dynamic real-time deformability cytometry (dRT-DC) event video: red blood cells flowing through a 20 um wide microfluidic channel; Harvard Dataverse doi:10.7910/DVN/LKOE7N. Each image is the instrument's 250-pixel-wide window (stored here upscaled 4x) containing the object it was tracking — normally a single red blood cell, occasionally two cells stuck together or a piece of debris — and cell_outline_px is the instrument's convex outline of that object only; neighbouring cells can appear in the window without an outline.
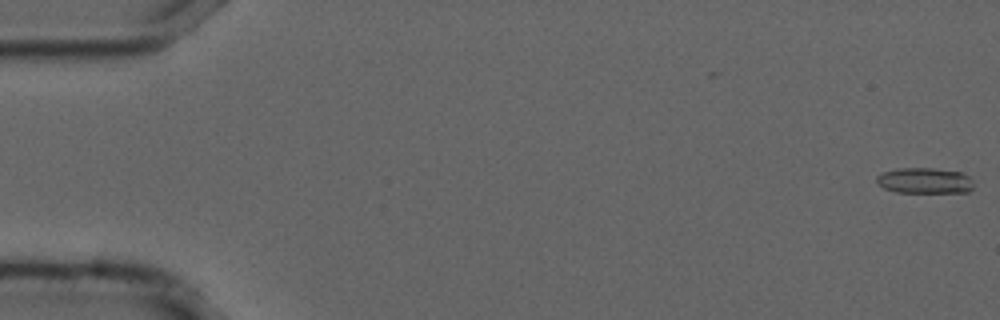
{"species": "common noctule bat (a hibernating species)", "species_latin": "Nyctalus noctula", "temperature_condition": "cold", "stored_images_in_passage": 55, "camera_frame_rate_fps": 3000, "um_per_image_px": 0.085, "animal": {"sex": "male", "forearm_length_mm": 52.5}, "frame": {"image": 1, "passage_image": 1, "time_ms": 0.0, "image_size_px": [1000, 320], "cell_outline_px": [[972, 188], [968, 192], [896, 192], [884, 188], [876, 184], [876, 176], [884, 172], [896, 168], [932, 168], [964, 172], [972, 180]], "centroid_in_image_um": [78.58, 15.35], "position_along_channel_um": 6.4, "area_um2": 14.62}}
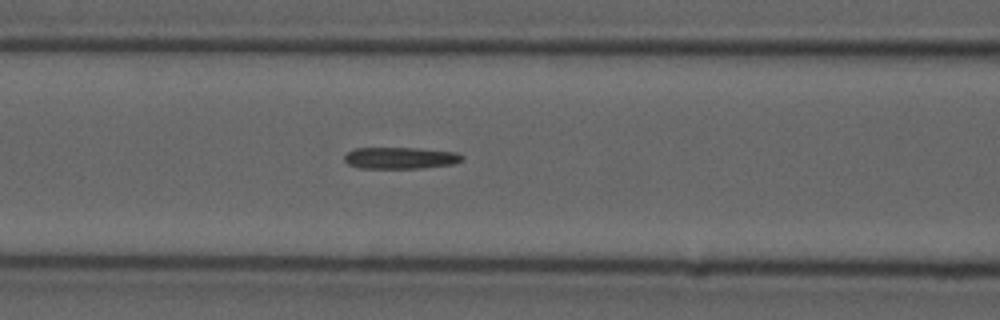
{"frame": {"image": 2, "passage_image": 23, "time_ms": 7.333, "image_size_px": [1000, 320], "cell_outline_px": [[464, 160], [452, 164], [420, 168], [360, 168], [348, 164], [344, 160], [344, 156], [348, 152], [356, 148], [416, 148], [456, 152], [464, 156]], "centroid_in_image_um": [34.04, 13.43], "position_along_channel_um": 132.6, "area_um2": 14.8}}
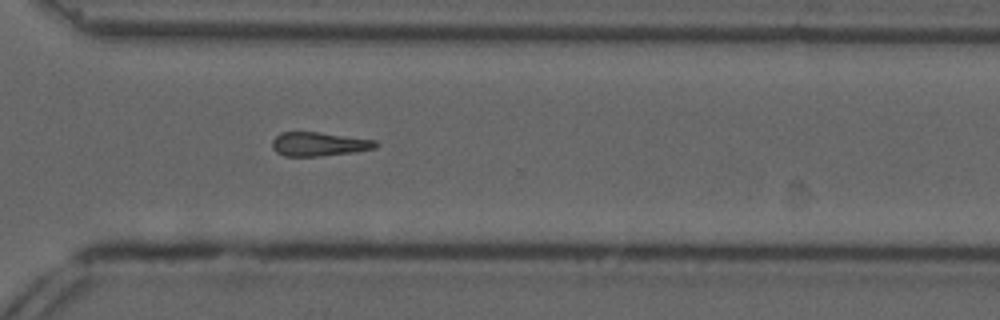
{"frame": {"image": 3, "passage_image": 40, "time_ms": 13.0, "image_size_px": [1000, 320], "cell_outline_px": [[380, 144], [376, 148], [356, 152], [320, 156], [284, 156], [276, 152], [272, 148], [272, 140], [280, 132], [316, 132], [376, 140]], "centroid_in_image_um": [27.12, 12.25], "position_along_channel_um": 343.5, "area_um2": 14.51}}